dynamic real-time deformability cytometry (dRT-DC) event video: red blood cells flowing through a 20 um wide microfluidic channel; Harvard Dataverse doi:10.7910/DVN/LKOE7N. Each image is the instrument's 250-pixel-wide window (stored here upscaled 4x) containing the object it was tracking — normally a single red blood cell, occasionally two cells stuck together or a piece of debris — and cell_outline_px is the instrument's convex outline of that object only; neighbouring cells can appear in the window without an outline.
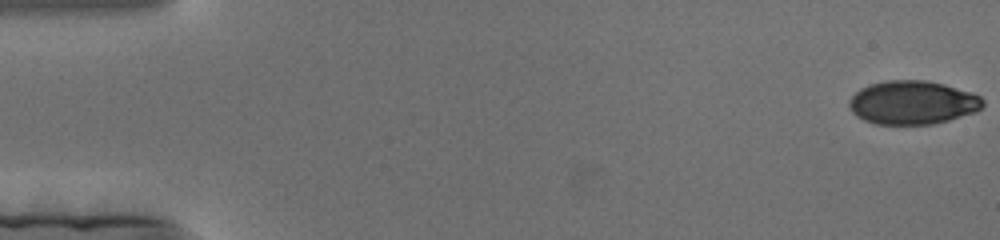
{"species": "human", "species_latin": "Homo sapiens", "temperature_condition": "cold", "stored_images_in_passage": 178, "camera_frame_rate_fps": 3000, "um_per_image_px": 0.085, "donor": {"sex": "female"}, "frame": {"image": 1, "passage_image": 1, "time_ms": 0.0, "image_size_px": [1000, 240], "cell_outline_px": [[984, 104], [976, 112], [948, 120], [932, 124], [876, 124], [864, 120], [856, 116], [852, 112], [848, 104], [848, 100], [860, 88], [868, 84], [888, 80], [924, 80], [944, 84], [972, 92], [980, 96], [984, 100]], "centroid_in_image_um": [77.56, 8.71], "position_along_channel_um": 7.4, "area_um2": 34.1}}
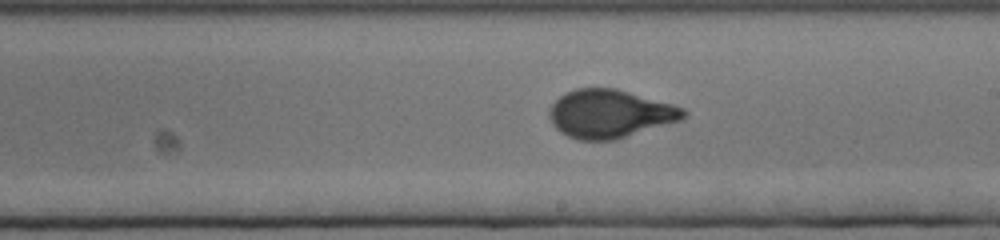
{"frame": {"image": 2, "passage_image": 102, "time_ms": 33.667, "image_size_px": [1000, 240], "cell_outline_px": [[688, 116], [680, 120], [612, 140], [580, 140], [568, 136], [560, 132], [552, 124], [548, 116], [548, 108], [560, 96], [576, 88], [616, 88], [672, 104], [684, 108], [688, 112]], "centroid_in_image_um": [51.81, 9.66], "position_along_channel_um": 237.2, "area_um2": 37.51}}
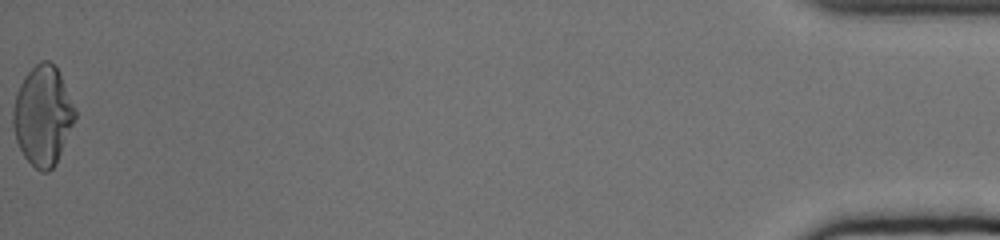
{"frame": {"image": 3, "passage_image": 178, "time_ms": 59.0, "image_size_px": [1000, 240], "cell_outline_px": [[76, 120], [56, 164], [48, 172], [40, 172], [24, 156], [16, 140], [12, 124], [12, 112], [16, 96], [20, 84], [24, 76], [40, 60], [48, 60], [60, 72], [76, 108]], "centroid_in_image_um": [3.66, 9.83], "position_along_channel_um": 431.5, "area_um2": 36.13}}